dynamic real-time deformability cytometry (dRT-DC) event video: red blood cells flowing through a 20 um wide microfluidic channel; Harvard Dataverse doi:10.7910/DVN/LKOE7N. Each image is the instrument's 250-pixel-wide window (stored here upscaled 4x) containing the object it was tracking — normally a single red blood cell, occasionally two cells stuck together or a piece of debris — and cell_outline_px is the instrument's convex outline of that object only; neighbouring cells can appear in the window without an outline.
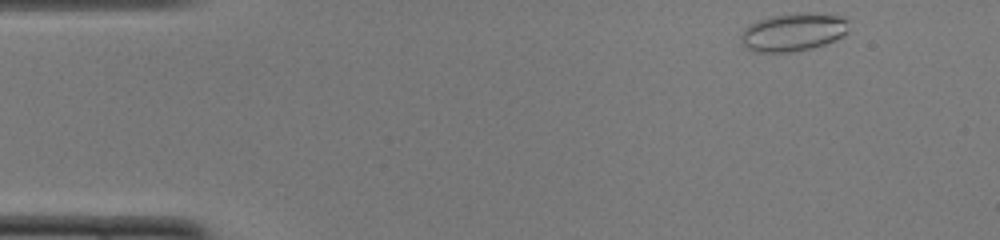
{"species": "common noctule bat (a hibernating species)", "species_latin": "Nyctalus noctula", "temperature_condition": "cold", "stored_images_in_passage": 46, "camera_frame_rate_fps": 3000, "um_per_image_px": 0.085, "animal": {"sex": "female", "body_mass_g": 22.0, "forearm_length_mm": 56.7}, "frame": {"image": 1, "passage_image": 1, "time_ms": 0.0, "image_size_px": [1000, 240], "cell_outline_px": [[848, 32], [824, 44], [792, 52], [756, 52], [748, 48], [740, 40], [740, 36], [744, 28], [768, 16], [796, 12], [808, 12], [840, 16], [848, 20]], "centroid_in_image_um": [67.41, 2.71], "position_along_channel_um": 17.6, "area_um2": 23.76}}
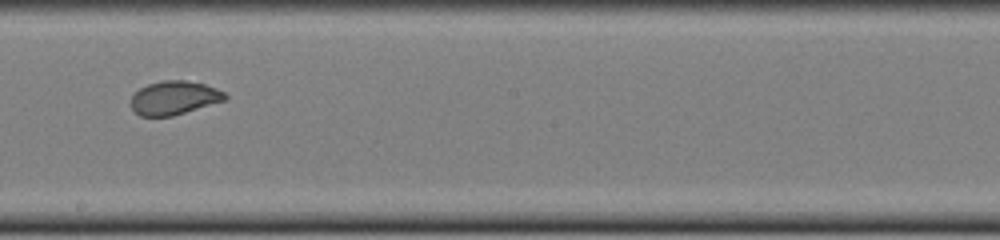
{"frame": {"image": 2, "passage_image": 24, "time_ms": 7.667, "image_size_px": [1000, 240], "cell_outline_px": [[228, 96], [224, 100], [172, 116], [140, 116], [128, 104], [132, 96], [140, 88], [148, 84], [164, 80], [184, 80], [204, 84], [216, 88], [224, 92]], "centroid_in_image_um": [14.76, 8.31], "position_along_channel_um": 233.4, "area_um2": 18.32}}
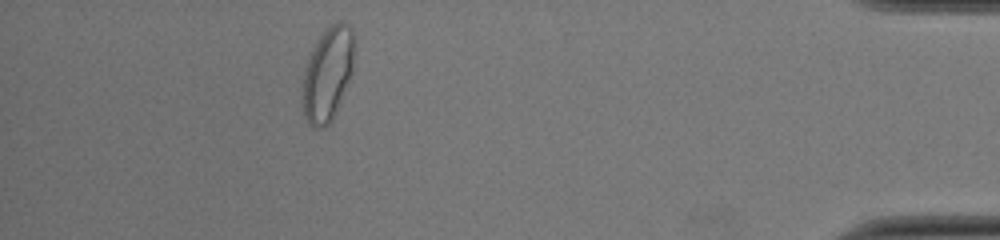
{"frame": {"image": 3, "passage_image": 41, "time_ms": 13.333, "image_size_px": [1000, 240], "cell_outline_px": [[356, 48], [352, 68], [348, 80], [332, 120], [324, 128], [312, 128], [308, 124], [300, 100], [304, 68], [308, 52], [320, 36], [336, 20], [340, 20], [348, 24], [352, 28]], "centroid_in_image_um": [27.82, 6.26], "position_along_channel_um": 407.4, "area_um2": 28.84}, "authors_computed_cell_mechanics": {"area_um2": 21.4438, "velocity_mm_per_s": 3.9942, "shape_relaxation_time_tau1_ms": 5.6112, "shape_relaxation_time_tau2_ms": 0.6398, "deformation_change_tau1": 0.1517, "deformation_change_tau2": 0.0517}}